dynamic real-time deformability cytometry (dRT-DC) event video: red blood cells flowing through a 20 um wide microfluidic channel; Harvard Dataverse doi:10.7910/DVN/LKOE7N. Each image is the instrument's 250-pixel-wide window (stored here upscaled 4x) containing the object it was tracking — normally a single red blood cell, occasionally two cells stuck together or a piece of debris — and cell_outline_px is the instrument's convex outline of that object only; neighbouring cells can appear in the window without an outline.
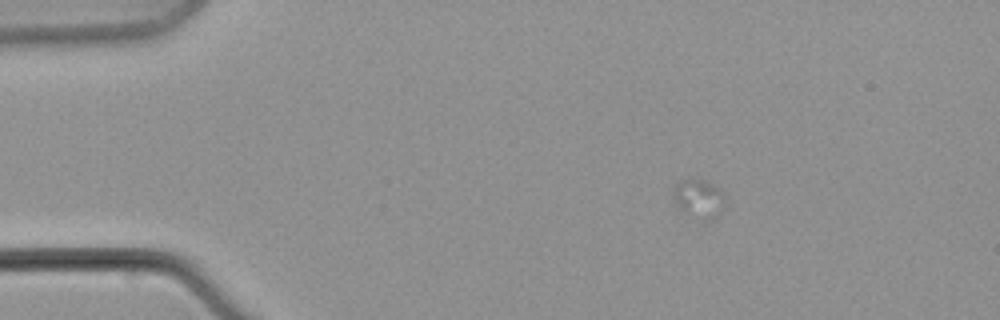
{"species": "common noctule bat (a hibernating species)", "species_latin": "Nyctalus noctula", "temperature_condition": "warm", "stored_images_in_passage": 6, "camera_frame_rate_fps": 3000, "um_per_image_px": 0.085, "animal": {"sex": "male", "body_mass_g": 21.5, "forearm_length_mm": 52.0}, "frame": {"image": 1, "passage_image": 3, "time_ms": 2.667, "image_size_px": [1000, 320], "cell_outline_px": [[724, 208], [712, 220], [704, 220], [680, 208], [676, 204], [676, 184], [680, 180], [708, 180], [724, 196]], "centroid_in_image_um": [59.46, 16.88], "position_along_channel_um": 25.5, "area_um2": 10.92}}
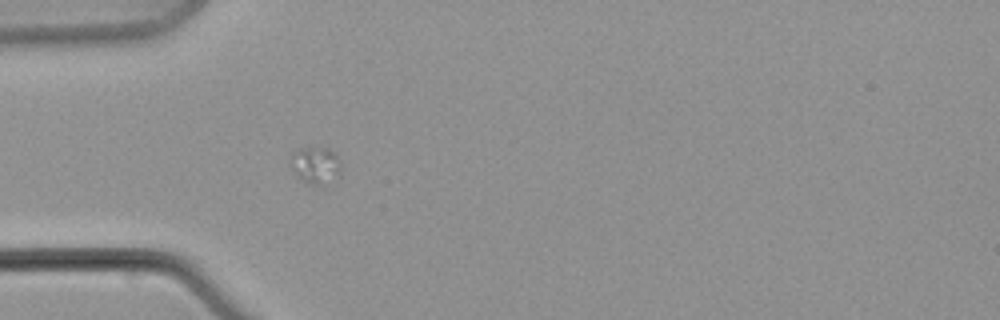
{"frame": {"image": 2, "passage_image": 6, "time_ms": 7.0, "image_size_px": [1000, 320], "cell_outline_px": [[340, 176], [324, 188], [308, 184], [300, 180], [296, 176], [288, 164], [292, 152], [300, 148], [328, 148], [340, 160]], "centroid_in_image_um": [26.8, 14.12], "position_along_channel_um": 58.2, "area_um2": 11.5}}